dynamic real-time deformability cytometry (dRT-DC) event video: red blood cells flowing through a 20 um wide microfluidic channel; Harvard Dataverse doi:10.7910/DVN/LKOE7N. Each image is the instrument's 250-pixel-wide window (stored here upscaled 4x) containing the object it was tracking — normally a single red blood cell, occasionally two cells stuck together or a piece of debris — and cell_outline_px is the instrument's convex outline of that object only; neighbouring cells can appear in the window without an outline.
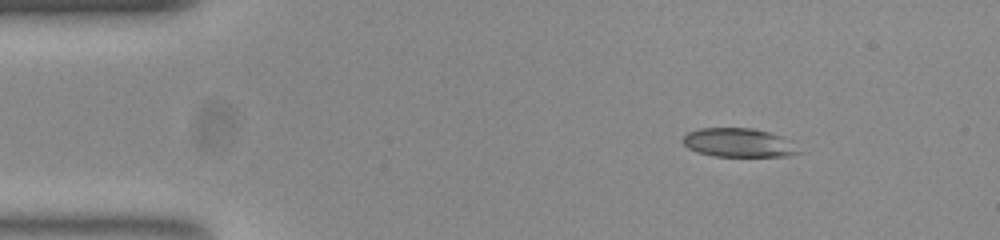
{"species": "common noctule bat (a hibernating species)", "species_latin": "Nyctalus noctula", "temperature_condition": "room temperature", "stored_images_in_passage": 46, "camera_frame_rate_fps": 3000, "um_per_image_px": 0.085, "animal": {"sex": "female", "body_mass_g": 23.0, "forearm_length_mm": 53.4}, "frame": {"image": 1, "passage_image": 1, "time_ms": 0.0, "image_size_px": [1000, 240], "cell_outline_px": [[804, 152], [788, 156], [712, 156], [696, 152], [688, 148], [680, 140], [688, 132], [700, 128], [752, 128], [784, 136], [792, 140]], "centroid_in_image_um": [62.84, 12.13], "position_along_channel_um": 22.2, "area_um2": 19.88}}
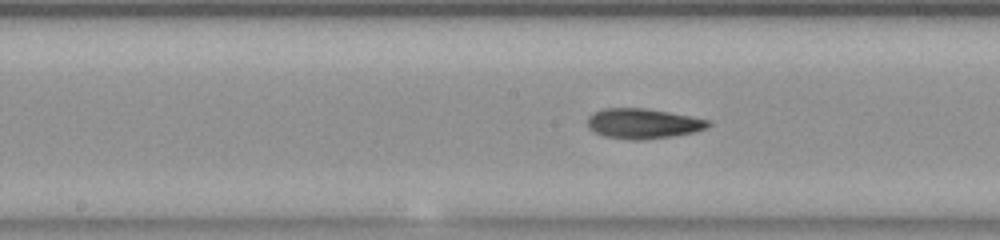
{"frame": {"image": 2, "passage_image": 20, "time_ms": 6.333, "image_size_px": [1000, 240], "cell_outline_px": [[712, 124], [708, 128], [696, 132], [672, 136], [640, 140], [628, 140], [604, 136], [592, 132], [588, 128], [588, 116], [592, 112], [604, 108], [644, 108], [668, 112], [712, 120]], "centroid_in_image_um": [54.66, 10.51], "position_along_channel_um": 193.5, "area_um2": 21.5}}
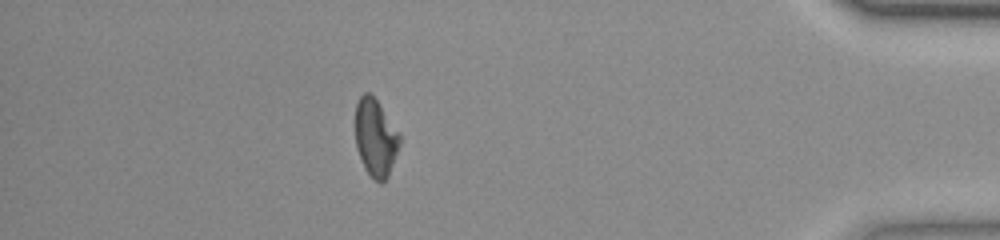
{"frame": {"image": 3, "passage_image": 40, "time_ms": 13.0, "image_size_px": [1000, 240], "cell_outline_px": [[400, 144], [388, 176], [380, 184], [364, 168], [356, 148], [356, 104], [360, 96], [364, 92], [368, 92], [376, 100], [400, 132]], "centroid_in_image_um": [31.92, 11.7], "position_along_channel_um": 403.3, "area_um2": 19.83}, "authors_computed_cell_mechanics": {"area_um2": 20.6635, "velocity_mm_per_s": 3.8775, "shape_relaxation_time_tau1_ms": null, "shape_relaxation_time_tau2_ms": 3.9281, "deformation_change_tau1": null, "deformation_change_tau2": 0.1142}}